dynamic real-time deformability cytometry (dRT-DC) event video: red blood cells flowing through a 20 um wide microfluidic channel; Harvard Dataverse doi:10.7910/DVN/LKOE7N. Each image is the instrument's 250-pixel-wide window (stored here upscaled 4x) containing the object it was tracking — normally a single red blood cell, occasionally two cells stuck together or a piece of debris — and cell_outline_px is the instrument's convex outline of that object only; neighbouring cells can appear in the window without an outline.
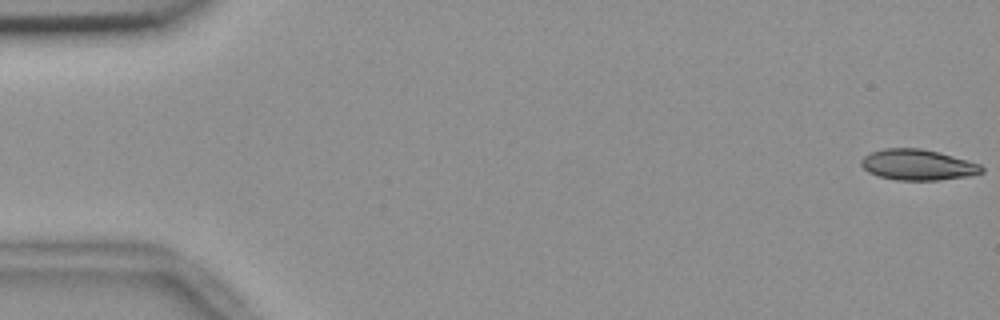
{"species": "common noctule bat (a hibernating species)", "species_latin": "Nyctalus noctula", "temperature_condition": "room temperature", "stored_images_in_passage": 55, "camera_frame_rate_fps": 3000, "um_per_image_px": 0.085, "animal": {"sex": "female", "body_mass_g": 18.4}, "frame": {"image": 1, "passage_image": 1, "time_ms": 0.0, "image_size_px": [1000, 320], "cell_outline_px": [[984, 172], [968, 176], [940, 180], [896, 180], [880, 176], [868, 172], [860, 164], [860, 160], [864, 156], [872, 152], [884, 148], [920, 148], [952, 156], [980, 164], [984, 168]], "centroid_in_image_um": [78.0, 14.01], "position_along_channel_um": 7.0, "area_um2": 21.44}}
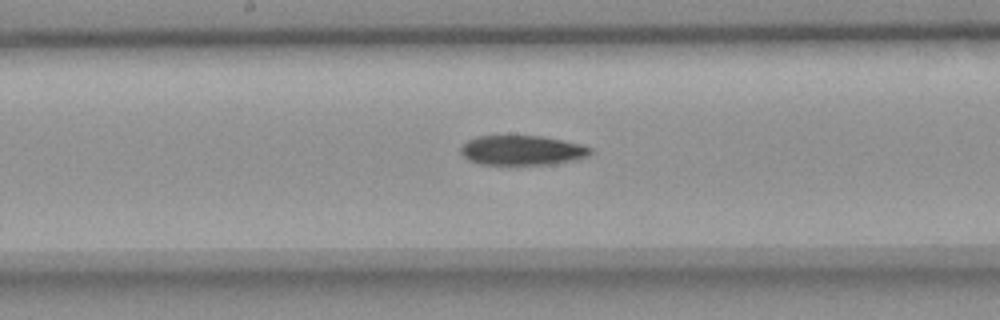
{"frame": {"image": 2, "passage_image": 29, "time_ms": 9.333, "image_size_px": [1000, 320], "cell_outline_px": [[592, 152], [588, 156], [576, 160], [552, 164], [480, 164], [468, 160], [460, 152], [460, 148], [468, 140], [476, 136], [540, 136], [580, 144], [592, 148]], "centroid_in_image_um": [44.37, 12.78], "position_along_channel_um": 203.8, "area_um2": 22.31}}
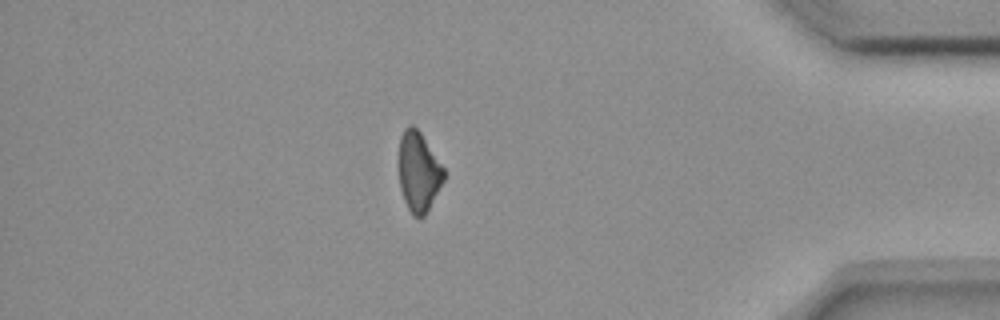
{"frame": {"image": 3, "passage_image": 48, "time_ms": 15.667, "image_size_px": [1000, 320], "cell_outline_px": [[444, 180], [424, 216], [412, 216], [404, 200], [400, 188], [400, 136], [404, 128], [408, 124], [412, 124], [420, 132], [444, 168]], "centroid_in_image_um": [35.58, 14.58], "position_along_channel_um": 399.6, "area_um2": 20.52}}